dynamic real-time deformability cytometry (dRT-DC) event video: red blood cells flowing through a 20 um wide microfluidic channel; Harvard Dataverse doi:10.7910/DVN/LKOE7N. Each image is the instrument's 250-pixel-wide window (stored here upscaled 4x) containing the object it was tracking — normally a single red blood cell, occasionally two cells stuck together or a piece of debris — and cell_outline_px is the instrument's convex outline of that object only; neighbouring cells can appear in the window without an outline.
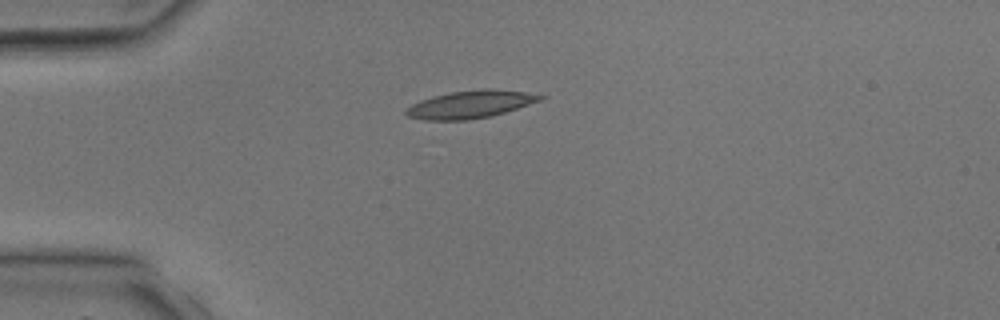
{"species": "common noctule bat (a hibernating species)", "species_latin": "Nyctalus noctula", "temperature_condition": "room temperature", "stored_images_in_passage": 4, "camera_frame_rate_fps": 3000, "um_per_image_px": 0.085, "animal": {"sex": "male", "body_mass_g": 17.9, "forearm_length_mm": 54.2}, "frame": {"image": 1, "passage_image": 3, "time_ms": 2.333, "image_size_px": [1000, 320], "cell_outline_px": [[548, 96], [540, 100], [492, 116], [468, 120], [424, 120], [408, 116], [404, 112], [412, 104], [420, 100], [432, 96], [452, 92], [484, 88], [524, 92]], "centroid_in_image_um": [39.95, 8.87], "position_along_channel_um": 45.0, "area_um2": 21.33}}